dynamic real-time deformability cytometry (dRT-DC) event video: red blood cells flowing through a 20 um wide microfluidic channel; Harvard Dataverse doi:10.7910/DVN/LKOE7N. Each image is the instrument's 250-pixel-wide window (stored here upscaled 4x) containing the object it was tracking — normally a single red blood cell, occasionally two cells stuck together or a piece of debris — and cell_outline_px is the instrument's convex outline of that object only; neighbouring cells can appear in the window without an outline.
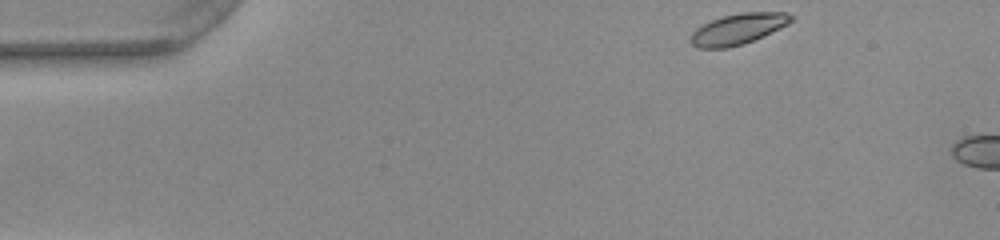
{"species": "common noctule bat (a hibernating species)", "species_latin": "Nyctalus noctula", "temperature_condition": "warm", "stored_images_in_passage": 4, "camera_frame_rate_fps": 3000, "um_per_image_px": 0.085, "animal": {"sex": "female", "body_mass_g": 22.0, "forearm_length_mm": 56.7}, "frame": {"image": 1, "passage_image": 1, "time_ms": 0.0, "image_size_px": [1000, 240], "cell_outline_px": [[796, 16], [788, 24], [780, 28], [744, 44], [728, 48], [696, 48], [688, 40], [692, 32], [696, 28], [712, 20], [724, 16], [740, 12], [788, 12]], "centroid_in_image_um": [62.73, 2.46], "position_along_channel_um": 22.3, "area_um2": 18.15}}